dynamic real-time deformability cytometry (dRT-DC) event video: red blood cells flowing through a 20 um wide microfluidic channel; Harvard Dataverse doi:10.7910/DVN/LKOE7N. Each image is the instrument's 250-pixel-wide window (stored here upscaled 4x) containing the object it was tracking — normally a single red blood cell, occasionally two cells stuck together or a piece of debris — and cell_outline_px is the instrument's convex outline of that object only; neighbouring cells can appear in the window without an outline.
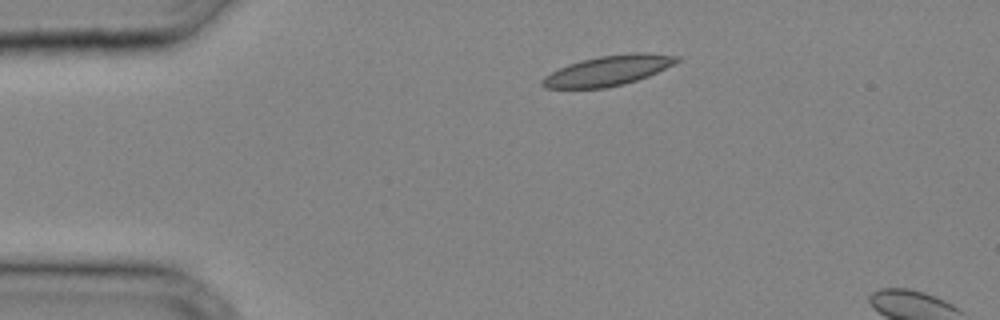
{"species": "common noctule bat (a hibernating species)", "species_latin": "Nyctalus noctula", "temperature_condition": "cold", "stored_images_in_passage": 5, "camera_frame_rate_fps": 3000, "um_per_image_px": 0.085, "animal": {"sex": "male", "body_mass_g": 20.4}, "frame": {"image": 1, "passage_image": 2, "time_ms": 0.333, "image_size_px": [1000, 320], "cell_outline_px": [[680, 60], [648, 76], [624, 84], [604, 88], [544, 88], [540, 84], [540, 80], [544, 76], [568, 64], [580, 60], [600, 56], [632, 52], [648, 52], [680, 56]], "centroid_in_image_um": [51.67, 5.99], "position_along_channel_um": 33.3, "area_um2": 23.52}}